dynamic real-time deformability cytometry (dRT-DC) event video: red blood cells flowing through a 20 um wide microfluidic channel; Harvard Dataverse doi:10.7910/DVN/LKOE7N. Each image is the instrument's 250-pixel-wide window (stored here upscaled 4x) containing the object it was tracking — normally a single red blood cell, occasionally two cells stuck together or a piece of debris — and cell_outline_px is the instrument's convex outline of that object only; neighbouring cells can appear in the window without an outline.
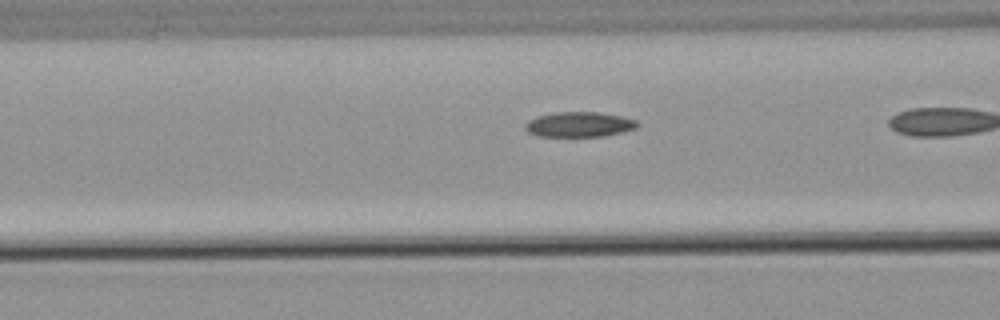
{"species": "common noctule bat (a hibernating species)", "species_latin": "Nyctalus noctula", "temperature_condition": "warm", "stored_images_in_passage": 39, "segment_of_instrument_passage": [2, 2], "camera_frame_rate_fps": 3000, "um_per_image_px": 0.085, "animal": {"sex": "male", "body_mass_g": 21.5, "forearm_length_mm": 52.0}, "frame": {"image": 1, "passage_image": 19, "time_ms": 6.0, "image_size_px": [1000, 320], "cell_outline_px": [[640, 124], [636, 128], [604, 136], [536, 136], [528, 132], [524, 128], [524, 124], [528, 120], [536, 116], [556, 112], [600, 112], [620, 116], [636, 120]], "centroid_in_image_um": [49.19, 10.57], "position_along_channel_um": 117.4, "area_um2": 16.42}}